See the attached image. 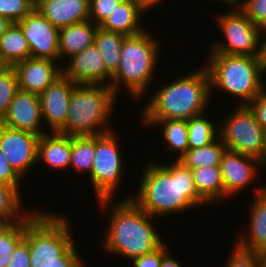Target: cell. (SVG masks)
Wrapping results in <instances>:
<instances>
[{"label":"cell","instance_id":"obj_17","mask_svg":"<svg viewBox=\"0 0 266 267\" xmlns=\"http://www.w3.org/2000/svg\"><path fill=\"white\" fill-rule=\"evenodd\" d=\"M19 90L40 95L62 75V67L51 59L27 58L13 65Z\"/></svg>","mask_w":266,"mask_h":267},{"label":"cell","instance_id":"obj_35","mask_svg":"<svg viewBox=\"0 0 266 267\" xmlns=\"http://www.w3.org/2000/svg\"><path fill=\"white\" fill-rule=\"evenodd\" d=\"M123 0H89L90 21L100 26Z\"/></svg>","mask_w":266,"mask_h":267},{"label":"cell","instance_id":"obj_9","mask_svg":"<svg viewBox=\"0 0 266 267\" xmlns=\"http://www.w3.org/2000/svg\"><path fill=\"white\" fill-rule=\"evenodd\" d=\"M219 126V138L227 150L263 161L266 157V131L257 123L248 105H238Z\"/></svg>","mask_w":266,"mask_h":267},{"label":"cell","instance_id":"obj_14","mask_svg":"<svg viewBox=\"0 0 266 267\" xmlns=\"http://www.w3.org/2000/svg\"><path fill=\"white\" fill-rule=\"evenodd\" d=\"M0 124L15 130L42 135L45 132L39 95L18 90ZM44 130V131H43Z\"/></svg>","mask_w":266,"mask_h":267},{"label":"cell","instance_id":"obj_34","mask_svg":"<svg viewBox=\"0 0 266 267\" xmlns=\"http://www.w3.org/2000/svg\"><path fill=\"white\" fill-rule=\"evenodd\" d=\"M226 263L224 267H260L261 254L242 249L235 244Z\"/></svg>","mask_w":266,"mask_h":267},{"label":"cell","instance_id":"obj_6","mask_svg":"<svg viewBox=\"0 0 266 267\" xmlns=\"http://www.w3.org/2000/svg\"><path fill=\"white\" fill-rule=\"evenodd\" d=\"M117 95L107 85L77 84L72 91L65 126L58 133L73 137L99 136L113 131L109 119Z\"/></svg>","mask_w":266,"mask_h":267},{"label":"cell","instance_id":"obj_36","mask_svg":"<svg viewBox=\"0 0 266 267\" xmlns=\"http://www.w3.org/2000/svg\"><path fill=\"white\" fill-rule=\"evenodd\" d=\"M259 28L266 27V0H245L239 8Z\"/></svg>","mask_w":266,"mask_h":267},{"label":"cell","instance_id":"obj_29","mask_svg":"<svg viewBox=\"0 0 266 267\" xmlns=\"http://www.w3.org/2000/svg\"><path fill=\"white\" fill-rule=\"evenodd\" d=\"M19 189L0 182V223H16L24 220L29 215L30 211L25 212L22 209L23 203Z\"/></svg>","mask_w":266,"mask_h":267},{"label":"cell","instance_id":"obj_15","mask_svg":"<svg viewBox=\"0 0 266 267\" xmlns=\"http://www.w3.org/2000/svg\"><path fill=\"white\" fill-rule=\"evenodd\" d=\"M260 165L262 161L257 158L226 149L220 162L225 199L244 191L257 177Z\"/></svg>","mask_w":266,"mask_h":267},{"label":"cell","instance_id":"obj_38","mask_svg":"<svg viewBox=\"0 0 266 267\" xmlns=\"http://www.w3.org/2000/svg\"><path fill=\"white\" fill-rule=\"evenodd\" d=\"M22 180L8 163L4 153L0 150V182L11 185L14 188H20Z\"/></svg>","mask_w":266,"mask_h":267},{"label":"cell","instance_id":"obj_25","mask_svg":"<svg viewBox=\"0 0 266 267\" xmlns=\"http://www.w3.org/2000/svg\"><path fill=\"white\" fill-rule=\"evenodd\" d=\"M149 127L161 126L162 138L165 140L166 148L170 152H178L174 160H179L189 149L188 147V124L187 120L164 119V120H143Z\"/></svg>","mask_w":266,"mask_h":267},{"label":"cell","instance_id":"obj_19","mask_svg":"<svg viewBox=\"0 0 266 267\" xmlns=\"http://www.w3.org/2000/svg\"><path fill=\"white\" fill-rule=\"evenodd\" d=\"M35 8L57 28L89 21V0H35Z\"/></svg>","mask_w":266,"mask_h":267},{"label":"cell","instance_id":"obj_37","mask_svg":"<svg viewBox=\"0 0 266 267\" xmlns=\"http://www.w3.org/2000/svg\"><path fill=\"white\" fill-rule=\"evenodd\" d=\"M169 252V247L166 244H162L155 251L134 258V267H160L163 257Z\"/></svg>","mask_w":266,"mask_h":267},{"label":"cell","instance_id":"obj_8","mask_svg":"<svg viewBox=\"0 0 266 267\" xmlns=\"http://www.w3.org/2000/svg\"><path fill=\"white\" fill-rule=\"evenodd\" d=\"M115 135L114 131H111L95 136V157L89 176L102 209L112 204L114 194L123 180L124 161H122L120 146H118L120 144Z\"/></svg>","mask_w":266,"mask_h":267},{"label":"cell","instance_id":"obj_48","mask_svg":"<svg viewBox=\"0 0 266 267\" xmlns=\"http://www.w3.org/2000/svg\"><path fill=\"white\" fill-rule=\"evenodd\" d=\"M7 65L0 58V71L5 68Z\"/></svg>","mask_w":266,"mask_h":267},{"label":"cell","instance_id":"obj_21","mask_svg":"<svg viewBox=\"0 0 266 267\" xmlns=\"http://www.w3.org/2000/svg\"><path fill=\"white\" fill-rule=\"evenodd\" d=\"M71 136L56 132L42 134L38 141L37 160L44 161L53 169H69Z\"/></svg>","mask_w":266,"mask_h":267},{"label":"cell","instance_id":"obj_7","mask_svg":"<svg viewBox=\"0 0 266 267\" xmlns=\"http://www.w3.org/2000/svg\"><path fill=\"white\" fill-rule=\"evenodd\" d=\"M149 33L144 30L139 34L125 37L121 48L120 66L112 76L110 86L116 94L123 85L130 96L139 100L153 82L161 45L158 43L159 40Z\"/></svg>","mask_w":266,"mask_h":267},{"label":"cell","instance_id":"obj_1","mask_svg":"<svg viewBox=\"0 0 266 267\" xmlns=\"http://www.w3.org/2000/svg\"><path fill=\"white\" fill-rule=\"evenodd\" d=\"M147 162L141 174L139 193L125 199H132L152 217L159 218L205 205L198 195L191 169L178 160L165 165Z\"/></svg>","mask_w":266,"mask_h":267},{"label":"cell","instance_id":"obj_46","mask_svg":"<svg viewBox=\"0 0 266 267\" xmlns=\"http://www.w3.org/2000/svg\"><path fill=\"white\" fill-rule=\"evenodd\" d=\"M260 267H266V255L261 254Z\"/></svg>","mask_w":266,"mask_h":267},{"label":"cell","instance_id":"obj_42","mask_svg":"<svg viewBox=\"0 0 266 267\" xmlns=\"http://www.w3.org/2000/svg\"><path fill=\"white\" fill-rule=\"evenodd\" d=\"M266 27L262 28V37L261 39V56L260 58L262 59V62L264 64L265 70H266Z\"/></svg>","mask_w":266,"mask_h":267},{"label":"cell","instance_id":"obj_4","mask_svg":"<svg viewBox=\"0 0 266 267\" xmlns=\"http://www.w3.org/2000/svg\"><path fill=\"white\" fill-rule=\"evenodd\" d=\"M67 217L40 211L25 227L30 267L84 265L70 233Z\"/></svg>","mask_w":266,"mask_h":267},{"label":"cell","instance_id":"obj_27","mask_svg":"<svg viewBox=\"0 0 266 267\" xmlns=\"http://www.w3.org/2000/svg\"><path fill=\"white\" fill-rule=\"evenodd\" d=\"M33 211L24 220L3 224L0 227V267L8 265L16 246L24 239L26 225L40 212V209Z\"/></svg>","mask_w":266,"mask_h":267},{"label":"cell","instance_id":"obj_33","mask_svg":"<svg viewBox=\"0 0 266 267\" xmlns=\"http://www.w3.org/2000/svg\"><path fill=\"white\" fill-rule=\"evenodd\" d=\"M35 8V0H0V15L18 23Z\"/></svg>","mask_w":266,"mask_h":267},{"label":"cell","instance_id":"obj_23","mask_svg":"<svg viewBox=\"0 0 266 267\" xmlns=\"http://www.w3.org/2000/svg\"><path fill=\"white\" fill-rule=\"evenodd\" d=\"M192 177L198 195L206 204L215 203L222 198L225 200V188L220 166H205L193 169Z\"/></svg>","mask_w":266,"mask_h":267},{"label":"cell","instance_id":"obj_5","mask_svg":"<svg viewBox=\"0 0 266 267\" xmlns=\"http://www.w3.org/2000/svg\"><path fill=\"white\" fill-rule=\"evenodd\" d=\"M208 59L204 66L209 73L211 94L218 88L241 98L238 101L242 106L248 105L266 88V81H263L266 70L260 57L210 53Z\"/></svg>","mask_w":266,"mask_h":267},{"label":"cell","instance_id":"obj_16","mask_svg":"<svg viewBox=\"0 0 266 267\" xmlns=\"http://www.w3.org/2000/svg\"><path fill=\"white\" fill-rule=\"evenodd\" d=\"M69 61L62 74L74 83L107 85V67L95 44L71 56Z\"/></svg>","mask_w":266,"mask_h":267},{"label":"cell","instance_id":"obj_47","mask_svg":"<svg viewBox=\"0 0 266 267\" xmlns=\"http://www.w3.org/2000/svg\"><path fill=\"white\" fill-rule=\"evenodd\" d=\"M49 267H85V265H63V266H49Z\"/></svg>","mask_w":266,"mask_h":267},{"label":"cell","instance_id":"obj_11","mask_svg":"<svg viewBox=\"0 0 266 267\" xmlns=\"http://www.w3.org/2000/svg\"><path fill=\"white\" fill-rule=\"evenodd\" d=\"M17 24L28 42L31 58L59 62V28L53 26L36 8Z\"/></svg>","mask_w":266,"mask_h":267},{"label":"cell","instance_id":"obj_49","mask_svg":"<svg viewBox=\"0 0 266 267\" xmlns=\"http://www.w3.org/2000/svg\"><path fill=\"white\" fill-rule=\"evenodd\" d=\"M262 165H266V157L264 158V160L262 161Z\"/></svg>","mask_w":266,"mask_h":267},{"label":"cell","instance_id":"obj_12","mask_svg":"<svg viewBox=\"0 0 266 267\" xmlns=\"http://www.w3.org/2000/svg\"><path fill=\"white\" fill-rule=\"evenodd\" d=\"M40 135L15 130L0 124V150L16 173L24 179L36 164Z\"/></svg>","mask_w":266,"mask_h":267},{"label":"cell","instance_id":"obj_28","mask_svg":"<svg viewBox=\"0 0 266 267\" xmlns=\"http://www.w3.org/2000/svg\"><path fill=\"white\" fill-rule=\"evenodd\" d=\"M225 151L226 146L218 138L209 145L188 149L178 161L191 170L205 166H220L221 158Z\"/></svg>","mask_w":266,"mask_h":267},{"label":"cell","instance_id":"obj_44","mask_svg":"<svg viewBox=\"0 0 266 267\" xmlns=\"http://www.w3.org/2000/svg\"><path fill=\"white\" fill-rule=\"evenodd\" d=\"M140 2L146 9L150 10L151 7L154 8V6H157L161 2L163 3V0H135Z\"/></svg>","mask_w":266,"mask_h":267},{"label":"cell","instance_id":"obj_2","mask_svg":"<svg viewBox=\"0 0 266 267\" xmlns=\"http://www.w3.org/2000/svg\"><path fill=\"white\" fill-rule=\"evenodd\" d=\"M210 78L206 67L162 85L144 105L142 120H189L206 113L210 102Z\"/></svg>","mask_w":266,"mask_h":267},{"label":"cell","instance_id":"obj_31","mask_svg":"<svg viewBox=\"0 0 266 267\" xmlns=\"http://www.w3.org/2000/svg\"><path fill=\"white\" fill-rule=\"evenodd\" d=\"M205 114L203 113L187 120L189 149L209 145L219 138L218 125L216 127L207 117L205 118Z\"/></svg>","mask_w":266,"mask_h":267},{"label":"cell","instance_id":"obj_18","mask_svg":"<svg viewBox=\"0 0 266 267\" xmlns=\"http://www.w3.org/2000/svg\"><path fill=\"white\" fill-rule=\"evenodd\" d=\"M254 190V200L249 205V233H245V236L240 234L235 244L242 249L266 255V185Z\"/></svg>","mask_w":266,"mask_h":267},{"label":"cell","instance_id":"obj_45","mask_svg":"<svg viewBox=\"0 0 266 267\" xmlns=\"http://www.w3.org/2000/svg\"><path fill=\"white\" fill-rule=\"evenodd\" d=\"M214 1H221L223 4L225 3V5L227 4L228 5V7H233V9H234V7L235 8H240L243 4H244V2H245V0H214Z\"/></svg>","mask_w":266,"mask_h":267},{"label":"cell","instance_id":"obj_10","mask_svg":"<svg viewBox=\"0 0 266 267\" xmlns=\"http://www.w3.org/2000/svg\"><path fill=\"white\" fill-rule=\"evenodd\" d=\"M233 8L229 12L216 15L219 30L225 36L222 41L211 43L210 53H223L229 55L261 56L262 29L256 26L239 9Z\"/></svg>","mask_w":266,"mask_h":267},{"label":"cell","instance_id":"obj_39","mask_svg":"<svg viewBox=\"0 0 266 267\" xmlns=\"http://www.w3.org/2000/svg\"><path fill=\"white\" fill-rule=\"evenodd\" d=\"M6 267H30V250L25 239L16 246Z\"/></svg>","mask_w":266,"mask_h":267},{"label":"cell","instance_id":"obj_24","mask_svg":"<svg viewBox=\"0 0 266 267\" xmlns=\"http://www.w3.org/2000/svg\"><path fill=\"white\" fill-rule=\"evenodd\" d=\"M126 36L107 31L98 26L94 44L99 49L107 67V86H111L112 76L117 72L121 60V48Z\"/></svg>","mask_w":266,"mask_h":267},{"label":"cell","instance_id":"obj_41","mask_svg":"<svg viewBox=\"0 0 266 267\" xmlns=\"http://www.w3.org/2000/svg\"><path fill=\"white\" fill-rule=\"evenodd\" d=\"M179 261H175L173 255L171 256V252L169 251L162 259L160 267H181Z\"/></svg>","mask_w":266,"mask_h":267},{"label":"cell","instance_id":"obj_43","mask_svg":"<svg viewBox=\"0 0 266 267\" xmlns=\"http://www.w3.org/2000/svg\"><path fill=\"white\" fill-rule=\"evenodd\" d=\"M11 24L12 22L8 18L0 15V38L10 27Z\"/></svg>","mask_w":266,"mask_h":267},{"label":"cell","instance_id":"obj_30","mask_svg":"<svg viewBox=\"0 0 266 267\" xmlns=\"http://www.w3.org/2000/svg\"><path fill=\"white\" fill-rule=\"evenodd\" d=\"M95 157V136L71 137V158L69 168L78 173H91Z\"/></svg>","mask_w":266,"mask_h":267},{"label":"cell","instance_id":"obj_13","mask_svg":"<svg viewBox=\"0 0 266 267\" xmlns=\"http://www.w3.org/2000/svg\"><path fill=\"white\" fill-rule=\"evenodd\" d=\"M76 86L62 74L39 95L43 122L45 120L51 129L48 132L58 133L65 126L70 98Z\"/></svg>","mask_w":266,"mask_h":267},{"label":"cell","instance_id":"obj_3","mask_svg":"<svg viewBox=\"0 0 266 267\" xmlns=\"http://www.w3.org/2000/svg\"><path fill=\"white\" fill-rule=\"evenodd\" d=\"M111 218L102 244L105 251L133 260L158 249L164 242L149 213L132 199H123L112 205Z\"/></svg>","mask_w":266,"mask_h":267},{"label":"cell","instance_id":"obj_40","mask_svg":"<svg viewBox=\"0 0 266 267\" xmlns=\"http://www.w3.org/2000/svg\"><path fill=\"white\" fill-rule=\"evenodd\" d=\"M248 106L254 112L257 123L266 131V88Z\"/></svg>","mask_w":266,"mask_h":267},{"label":"cell","instance_id":"obj_26","mask_svg":"<svg viewBox=\"0 0 266 267\" xmlns=\"http://www.w3.org/2000/svg\"><path fill=\"white\" fill-rule=\"evenodd\" d=\"M30 48L21 27L12 23L0 38V58L7 66L30 58Z\"/></svg>","mask_w":266,"mask_h":267},{"label":"cell","instance_id":"obj_20","mask_svg":"<svg viewBox=\"0 0 266 267\" xmlns=\"http://www.w3.org/2000/svg\"><path fill=\"white\" fill-rule=\"evenodd\" d=\"M140 2L123 0L99 26L107 31L120 33L124 36H133L143 32L141 16L147 11Z\"/></svg>","mask_w":266,"mask_h":267},{"label":"cell","instance_id":"obj_22","mask_svg":"<svg viewBox=\"0 0 266 267\" xmlns=\"http://www.w3.org/2000/svg\"><path fill=\"white\" fill-rule=\"evenodd\" d=\"M97 29L98 26L90 20L59 28L60 59L70 58L93 45Z\"/></svg>","mask_w":266,"mask_h":267},{"label":"cell","instance_id":"obj_32","mask_svg":"<svg viewBox=\"0 0 266 267\" xmlns=\"http://www.w3.org/2000/svg\"><path fill=\"white\" fill-rule=\"evenodd\" d=\"M18 90V80L14 67L6 66L0 71V120L7 113Z\"/></svg>","mask_w":266,"mask_h":267}]
</instances>
